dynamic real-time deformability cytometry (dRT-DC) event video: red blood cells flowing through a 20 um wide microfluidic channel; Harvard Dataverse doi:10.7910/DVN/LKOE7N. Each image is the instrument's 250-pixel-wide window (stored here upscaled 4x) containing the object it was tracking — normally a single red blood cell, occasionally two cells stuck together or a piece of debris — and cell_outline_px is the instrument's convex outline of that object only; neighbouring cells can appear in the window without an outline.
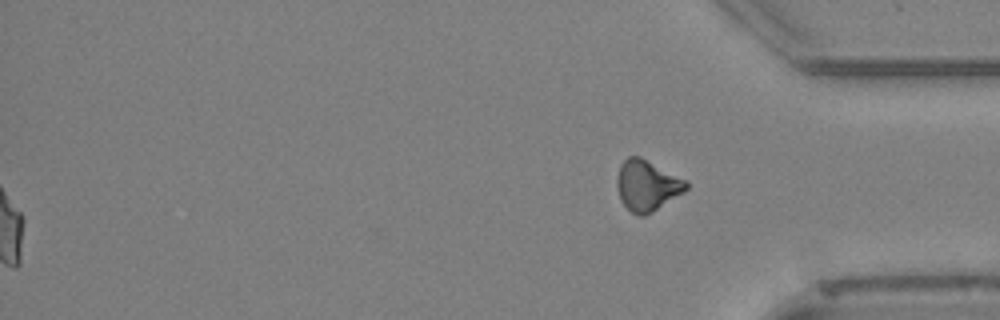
{"species": "Egyptian fruit bat (a non-hibernating species)", "species_latin": "Rousettus aegyptiacus", "temperature_condition": "cold", "stored_images_in_passage": 54, "segment_of_instrument_passage": [2, 2], "camera_frame_rate_fps": 3000, "um_per_image_px": 0.085, "animal": {"sex": "female"}, "frame": {"image": 1, "passage_image": 54, "time_ms": 17.667, "image_size_px": [1000, 320], "cell_outline_px": [[688, 188], [684, 192], [652, 212], [644, 216], [636, 216], [620, 200], [616, 188], [616, 180], [620, 164], [628, 156], [640, 156], [688, 180]], "centroid_in_image_um": [54.99, 15.75], "position_along_channel_um": 380.2, "area_um2": 20.69}}